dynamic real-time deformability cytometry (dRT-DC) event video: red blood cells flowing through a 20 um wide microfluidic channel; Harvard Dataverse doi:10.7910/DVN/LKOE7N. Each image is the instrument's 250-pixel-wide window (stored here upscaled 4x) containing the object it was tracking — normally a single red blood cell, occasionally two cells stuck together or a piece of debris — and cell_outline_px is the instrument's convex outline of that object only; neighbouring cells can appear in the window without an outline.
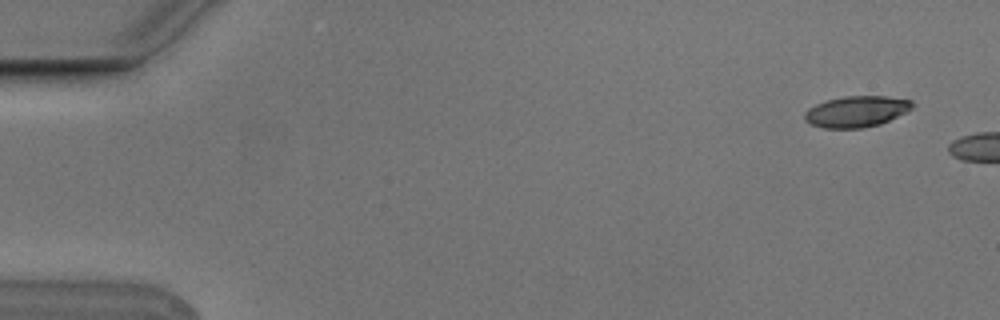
{"species": "Egyptian fruit bat (a non-hibernating species)", "species_latin": "Rousettus aegyptiacus", "temperature_condition": "cold", "stored_images_in_passage": 2, "camera_frame_rate_fps": 3000, "um_per_image_px": 0.085, "animal": {"sex": "male"}, "frame": {"image": 1, "passage_image": 1, "time_ms": 0.0, "image_size_px": [1000, 320], "cell_outline_px": [[916, 104], [908, 112], [880, 124], [860, 128], [824, 128], [812, 124], [804, 120], [804, 112], [808, 108], [816, 104], [828, 100], [844, 96], [884, 96], [912, 100]], "centroid_in_image_um": [72.82, 9.47], "position_along_channel_um": 12.2, "area_um2": 19.59}}